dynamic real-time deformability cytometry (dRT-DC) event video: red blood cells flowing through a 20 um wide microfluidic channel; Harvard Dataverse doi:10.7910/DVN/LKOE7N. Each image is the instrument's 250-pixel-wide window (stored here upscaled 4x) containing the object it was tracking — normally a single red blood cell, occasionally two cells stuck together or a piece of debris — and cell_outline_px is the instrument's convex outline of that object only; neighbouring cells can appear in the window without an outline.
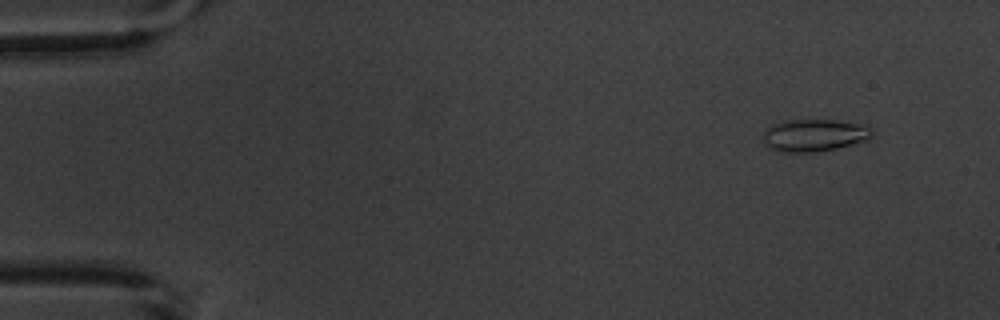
{"species": "common noctule bat (a hibernating species)", "species_latin": "Nyctalus noctula", "temperature_condition": "warm", "stored_images_in_passage": 5, "camera_frame_rate_fps": 3000, "um_per_image_px": 0.085, "animal": {"sex": "male", "body_mass_g": 20.1, "forearm_length_mm": 53.5}, "frame": {"image": 1, "passage_image": 1, "time_ms": 0.0, "image_size_px": [1000, 320], "cell_outline_px": [[876, 132], [872, 136], [864, 140], [836, 148], [816, 152], [780, 152], [772, 148], [764, 140], [764, 128], [772, 124], [784, 120], [836, 120], [860, 124], [872, 128]], "centroid_in_image_um": [69.21, 11.48], "position_along_channel_um": 15.8, "area_um2": 20.4}}